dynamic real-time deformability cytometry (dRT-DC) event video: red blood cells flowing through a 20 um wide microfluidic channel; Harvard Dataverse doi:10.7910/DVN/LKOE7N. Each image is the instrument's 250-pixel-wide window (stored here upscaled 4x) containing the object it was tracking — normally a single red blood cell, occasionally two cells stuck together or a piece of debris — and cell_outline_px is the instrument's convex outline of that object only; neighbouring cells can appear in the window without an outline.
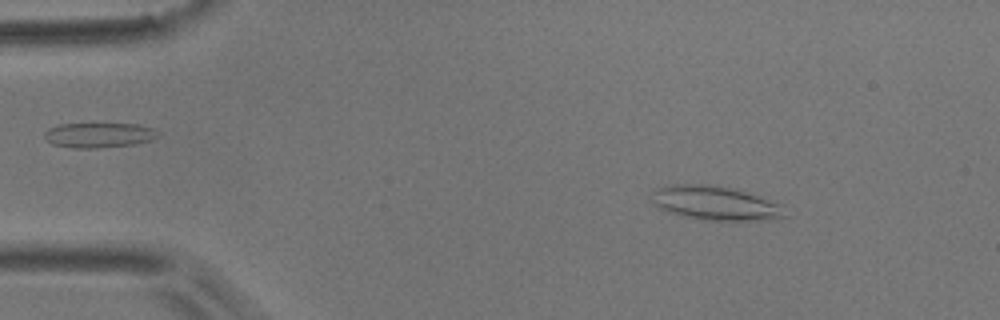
{"species": "common noctule bat (a hibernating species)", "species_latin": "Nyctalus noctula", "temperature_condition": "room temperature", "stored_images_in_passage": 51, "camera_frame_rate_fps": 3000, "um_per_image_px": 0.085, "animal": {"sex": "male", "body_mass_g": 17.9}, "frame": {"image": 1, "passage_image": 6, "time_ms": 1.667, "image_size_px": [1000, 320], "cell_outline_px": [[788, 216], [772, 220], [700, 220], [668, 212], [652, 204], [652, 188], [676, 184], [708, 184], [736, 188], [760, 196], [780, 204]], "centroid_in_image_um": [60.79, 17.26], "position_along_channel_um": 24.2, "area_um2": 26.88}}
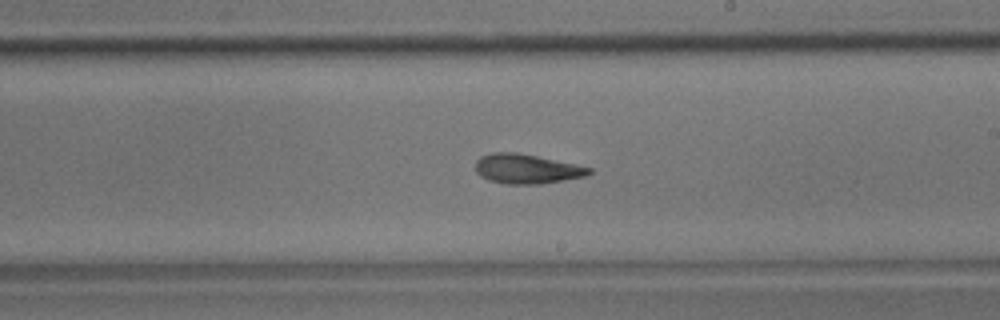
{"frame": {"image": 2, "passage_image": 29, "time_ms": 9.333, "image_size_px": [1000, 320], "cell_outline_px": [[592, 172], [588, 176], [540, 184], [504, 184], [488, 180], [480, 176], [476, 172], [476, 160], [480, 156], [492, 152], [516, 152], [536, 156], [592, 168]], "centroid_in_image_um": [44.74, 14.36], "position_along_channel_um": 244.3, "area_um2": 19.59}}
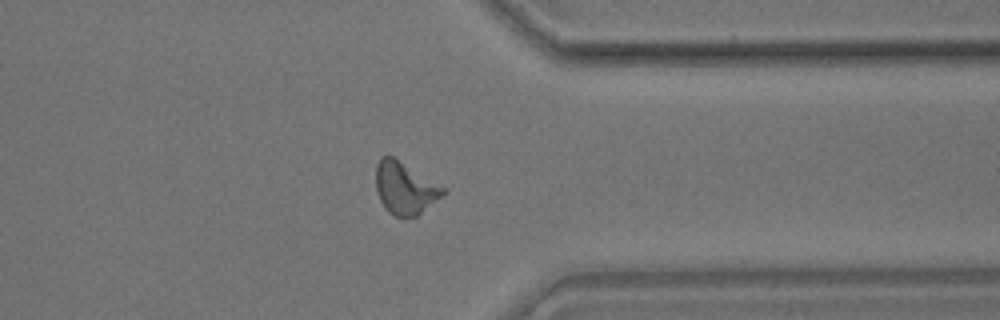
{"frame": {"image": 3, "passage_image": 40, "time_ms": 13.0, "image_size_px": [1000, 320], "cell_outline_px": [[448, 192], [416, 216], [404, 220], [388, 212], [384, 208], [376, 192], [376, 164], [380, 156], [392, 156], [444, 188]], "centroid_in_image_um": [34.38, 16.03], "position_along_channel_um": 377.0, "area_um2": 20.4}, "authors_computed_cell_mechanics": {"area_um2": 19.7098, "velocity_mm_per_s": 3.7691, "shape_relaxation_time_tau1_ms": 10.3588, "shape_relaxation_time_tau2_ms": 5.6286, "deformation_change_tau1": 0.2256, "deformation_change_tau2": 0.1603}}